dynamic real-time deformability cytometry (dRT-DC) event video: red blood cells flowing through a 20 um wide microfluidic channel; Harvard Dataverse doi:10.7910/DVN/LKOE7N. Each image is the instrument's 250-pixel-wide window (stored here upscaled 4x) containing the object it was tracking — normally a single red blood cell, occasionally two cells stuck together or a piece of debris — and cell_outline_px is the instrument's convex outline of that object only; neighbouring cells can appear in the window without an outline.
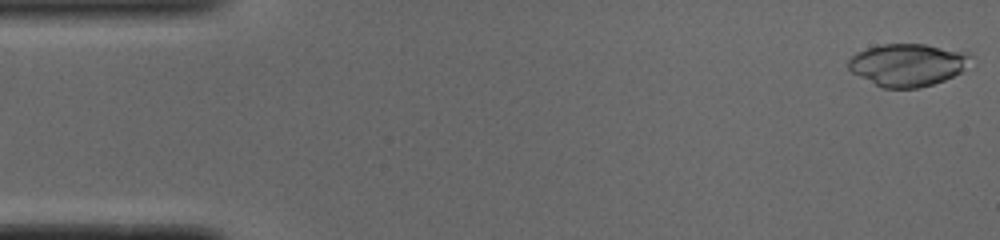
{"species": "common noctule bat (a hibernating species)", "species_latin": "Nyctalus noctula", "temperature_condition": "cold", "stored_images_in_passage": 10, "camera_frame_rate_fps": 3000, "um_per_image_px": 0.085, "animal": {"sex": "male", "body_mass_g": 19.0, "forearm_length_mm": 50.8}, "frame": {"image": 1, "passage_image": 1, "time_ms": 0.0, "image_size_px": [1000, 240], "cell_outline_px": [[968, 56], [964, 68], [960, 72], [944, 80], [932, 84], [916, 88], [884, 88], [852, 72], [848, 68], [848, 60], [856, 52], [868, 48], [884, 44], [924, 44], [968, 52]], "centroid_in_image_um": [77.1, 5.5], "position_along_channel_um": 7.9, "area_um2": 29.65}}